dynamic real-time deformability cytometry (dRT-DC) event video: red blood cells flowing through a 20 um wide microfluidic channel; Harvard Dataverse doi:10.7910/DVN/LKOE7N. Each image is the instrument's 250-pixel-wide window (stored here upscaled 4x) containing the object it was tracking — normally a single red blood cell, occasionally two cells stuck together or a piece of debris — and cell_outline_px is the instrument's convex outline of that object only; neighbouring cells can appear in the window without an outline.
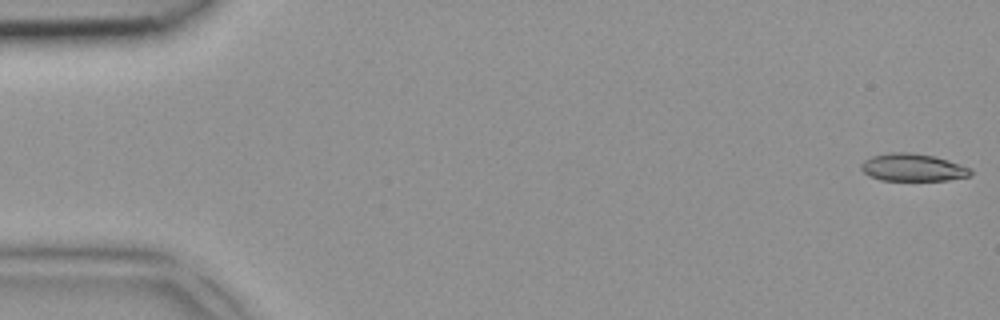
{"species": "common noctule bat (a hibernating species)", "species_latin": "Nyctalus noctula", "temperature_condition": "room temperature", "stored_images_in_passage": 3, "camera_frame_rate_fps": 3000, "um_per_image_px": 0.085, "animal": {"sex": "female", "body_mass_g": 18.4}, "frame": {"image": 1, "passage_image": 1, "time_ms": 0.0, "image_size_px": [1000, 320], "cell_outline_px": [[972, 172], [968, 176], [948, 180], [880, 180], [864, 172], [860, 168], [860, 164], [864, 160], [872, 156], [888, 152], [912, 152], [936, 156], [972, 168]], "centroid_in_image_um": [77.59, 14.22], "position_along_channel_um": 7.4, "area_um2": 17.63}}